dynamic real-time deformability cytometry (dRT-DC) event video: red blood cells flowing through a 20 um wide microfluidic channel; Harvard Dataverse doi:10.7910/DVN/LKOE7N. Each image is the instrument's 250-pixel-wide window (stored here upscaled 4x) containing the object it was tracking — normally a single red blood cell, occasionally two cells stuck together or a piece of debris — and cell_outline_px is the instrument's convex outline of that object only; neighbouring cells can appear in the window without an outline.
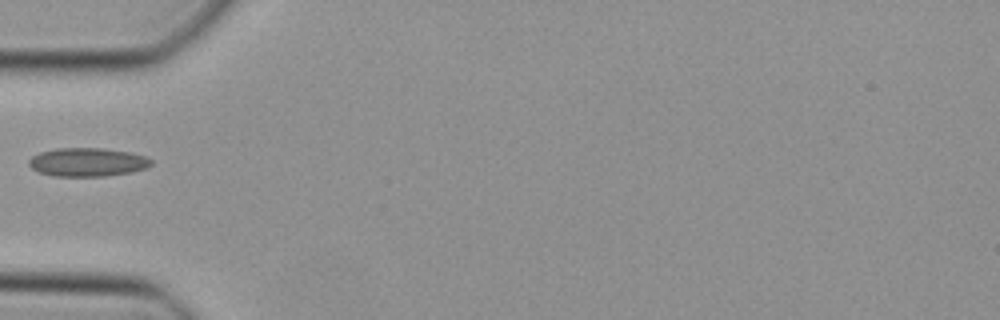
{"species": "Egyptian fruit bat (a non-hibernating species)", "species_latin": "Rousettus aegyptiacus", "temperature_condition": "cold", "stored_images_in_passage": 26, "camera_frame_rate_fps": 3000, "um_per_image_px": 0.085, "animal": {"sex": "female"}, "frame": {"image": 1, "passage_image": 1, "time_ms": 0.0, "image_size_px": [1000, 320], "cell_outline_px": [[152, 164], [148, 168], [132, 172], [108, 176], [52, 176], [40, 172], [32, 168], [28, 164], [28, 160], [32, 156], [40, 152], [56, 148], [104, 148], [132, 152], [144, 156], [152, 160]], "centroid_in_image_um": [7.46, 13.78], "position_along_channel_um": 77.5, "area_um2": 20.58}}
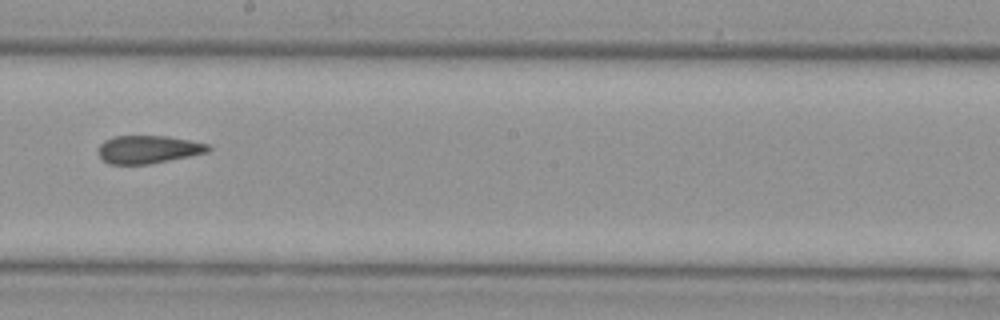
{"frame": {"image": 2, "passage_image": 12, "time_ms": 3.667, "image_size_px": [1000, 320], "cell_outline_px": [[212, 148], [208, 152], [148, 164], [108, 164], [96, 152], [100, 144], [104, 140], [112, 136], [168, 136], [208, 144]], "centroid_in_image_um": [12.56, 12.69], "position_along_channel_um": 235.6, "area_um2": 17.86}}